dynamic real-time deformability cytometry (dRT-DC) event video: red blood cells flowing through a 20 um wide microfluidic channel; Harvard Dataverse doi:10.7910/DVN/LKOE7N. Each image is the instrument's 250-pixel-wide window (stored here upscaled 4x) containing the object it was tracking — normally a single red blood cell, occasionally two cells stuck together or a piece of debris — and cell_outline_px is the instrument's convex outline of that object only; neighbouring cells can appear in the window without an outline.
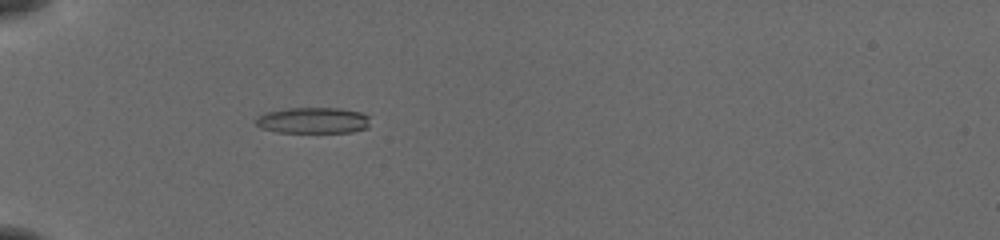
{"species": "common noctule bat (a hibernating species)", "species_latin": "Nyctalus noctula", "temperature_condition": "cold", "stored_images_in_passage": 7, "camera_frame_rate_fps": 3000, "um_per_image_px": 0.085, "animal": {"sex": "female", "body_mass_g": 19.5, "forearm_length_mm": 54.1}, "frame": {"image": 1, "passage_image": 7, "time_ms": 2.0, "image_size_px": [1000, 240], "cell_outline_px": [[368, 128], [352, 132], [276, 132], [260, 128], [256, 124], [256, 116], [264, 112], [288, 108], [340, 108], [360, 112], [368, 116]], "centroid_in_image_um": [26.57, 10.23], "position_along_channel_um": 58.4, "area_um2": 17.46}}